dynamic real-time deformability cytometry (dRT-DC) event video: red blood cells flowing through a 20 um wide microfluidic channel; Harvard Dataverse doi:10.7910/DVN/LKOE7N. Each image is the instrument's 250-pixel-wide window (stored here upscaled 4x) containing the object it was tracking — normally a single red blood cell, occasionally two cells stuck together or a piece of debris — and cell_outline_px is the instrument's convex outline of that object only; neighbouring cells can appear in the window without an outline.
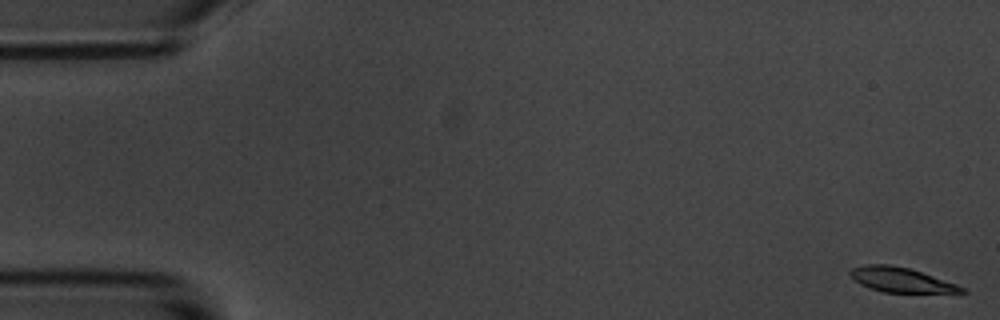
{"species": "common noctule bat (a hibernating species)", "species_latin": "Nyctalus noctula", "temperature_condition": "room temperature", "stored_images_in_passage": 58, "camera_frame_rate_fps": 3000, "um_per_image_px": 0.085, "animal": {"sex": "male", "body_mass_g": 20.1, "forearm_length_mm": 53.5}, "frame": {"image": 1, "passage_image": 1, "time_ms": 0.0, "image_size_px": [1000, 320], "cell_outline_px": [[968, 292], [884, 292], [868, 288], [860, 284], [848, 272], [852, 268], [864, 264], [888, 264], [908, 268], [956, 284], [964, 288]], "centroid_in_image_um": [76.52, 23.78], "position_along_channel_um": 8.5, "area_um2": 15.66}}
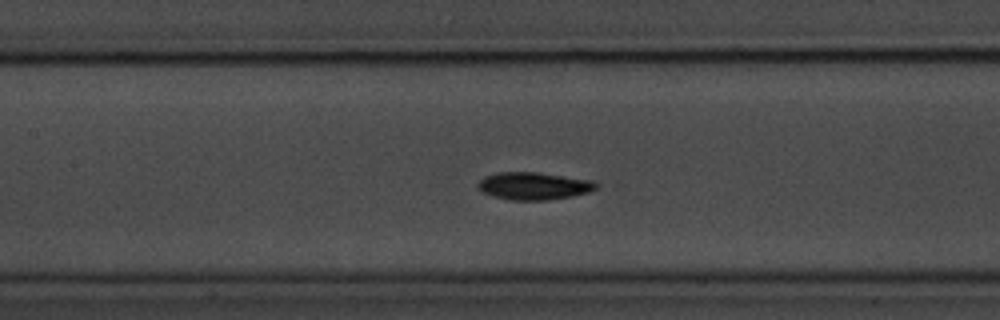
{"frame": {"image": 2, "passage_image": 26, "time_ms": 8.333, "image_size_px": [1000, 320], "cell_outline_px": [[600, 184], [596, 188], [588, 192], [572, 196], [544, 200], [508, 200], [492, 196], [476, 188], [476, 184], [484, 176], [500, 172], [536, 172], [596, 180]], "centroid_in_image_um": [45.38, 15.8], "position_along_channel_um": 162.0, "area_um2": 19.13}}
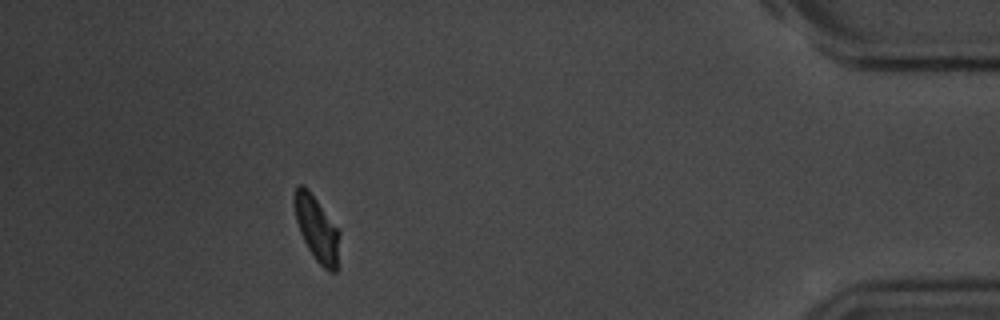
{"frame": {"image": 3, "passage_image": 52, "time_ms": 17.0, "image_size_px": [1000, 320], "cell_outline_px": [[340, 232], [336, 272], [328, 272], [316, 260], [308, 248], [300, 232], [296, 220], [292, 200], [292, 196], [296, 184], [304, 184]], "centroid_in_image_um": [26.88, 19.41], "position_along_channel_um": 408.3, "area_um2": 16.99}, "authors_computed_cell_mechanics": {"area_um2": 17.6868, "velocity_mm_per_s": 3.4713, "shape_relaxation_time_tau1_ms": 2.3713, "shape_relaxation_time_tau2_ms": 2.964, "deformation_change_tau1": 0.1262, "deformation_change_tau2": 0.0584}}